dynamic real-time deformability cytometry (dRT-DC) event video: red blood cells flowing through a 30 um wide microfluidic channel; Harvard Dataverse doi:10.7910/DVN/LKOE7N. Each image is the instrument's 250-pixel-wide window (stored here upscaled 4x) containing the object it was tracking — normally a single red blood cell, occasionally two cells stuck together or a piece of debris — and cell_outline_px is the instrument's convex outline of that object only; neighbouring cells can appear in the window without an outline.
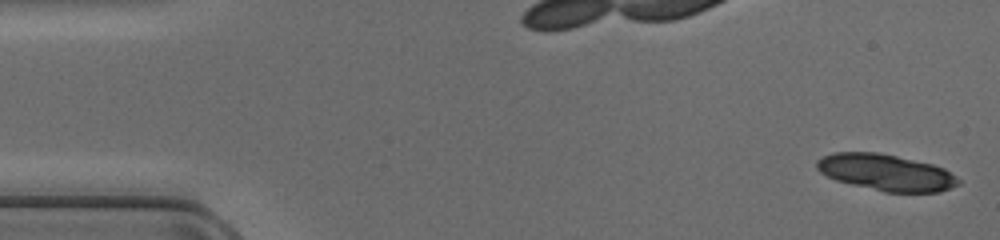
{"species": "common noctule bat (a hibernating species)", "species_latin": "Nyctalus noctula", "temperature_condition": "cold", "stored_images_in_passage": 39, "camera_frame_rate_fps": 3000, "um_per_image_px": 0.085, "animal": {"sex": "female", "body_mass_g": 17.0, "forearm_length_mm": 48.0}, "frame": {"image": 1, "passage_image": 1, "time_ms": 0.0, "image_size_px": [1000, 240], "cell_outline_px": [[960, 184], [940, 192], [884, 192], [836, 180], [820, 172], [816, 168], [816, 160], [832, 152], [876, 152], [896, 156], [932, 164], [944, 168], [956, 176], [960, 180]], "centroid_in_image_um": [75.32, 14.66], "position_along_channel_um": 9.7, "area_um2": 29.94}}
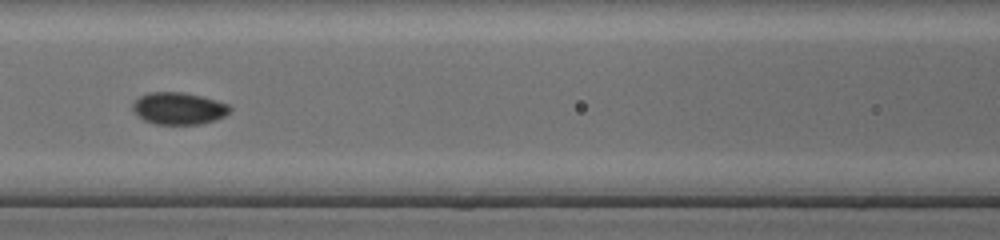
{"frame": {"image": 2, "passage_image": 21, "time_ms": 6.667, "image_size_px": [1000, 240], "cell_outline_px": [[232, 108], [224, 116], [216, 120], [200, 124], [156, 124], [144, 120], [132, 108], [132, 104], [140, 96], [148, 92], [184, 92], [216, 100], [228, 104]], "centroid_in_image_um": [15.2, 9.21], "position_along_channel_um": 151.4, "area_um2": 18.03}}
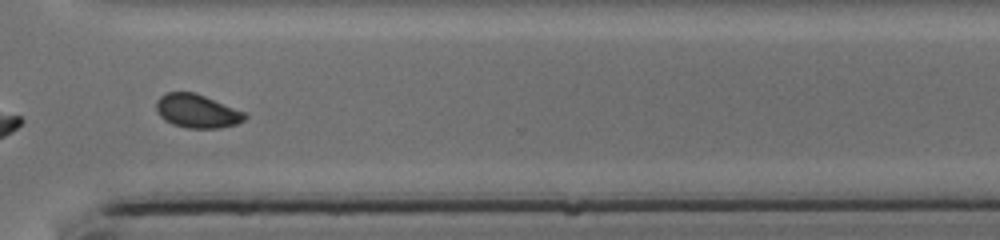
{"frame": {"image": 3, "passage_image": 35, "time_ms": 11.333, "image_size_px": [1000, 240], "cell_outline_px": [[248, 116], [244, 120], [236, 124], [220, 128], [188, 128], [172, 124], [164, 120], [156, 112], [156, 100], [160, 96], [168, 92], [196, 92], [248, 112]], "centroid_in_image_um": [16.78, 9.43], "position_along_channel_um": 353.8, "area_um2": 17.74}}